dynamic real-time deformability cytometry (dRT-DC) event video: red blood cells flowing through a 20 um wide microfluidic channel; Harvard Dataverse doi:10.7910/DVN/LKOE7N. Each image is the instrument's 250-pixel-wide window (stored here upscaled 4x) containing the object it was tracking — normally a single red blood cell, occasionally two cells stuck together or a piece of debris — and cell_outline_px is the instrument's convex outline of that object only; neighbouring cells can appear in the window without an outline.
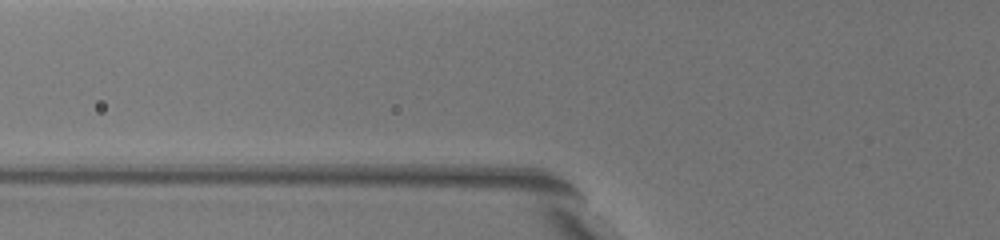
{"species": "common noctule bat (a hibernating species)", "species_latin": "Nyctalus noctula", "temperature_condition": "warm", "stored_images_in_passage": 4, "camera_frame_rate_fps": 3000, "um_per_image_px": 0.085, "animal": {"sex": "female", "body_mass_g": 19.5, "forearm_length_mm": 54.1}, "frame": {"image": 1, "passage_image": 3, "time_ms": 0.667, "image_size_px": [1000, 240], "cell_outline_px": [[656, 208], [644, 212], [596, 164], [596, 152], [600, 148], [620, 156], [624, 160]], "centroid_in_image_um": [53.01, 15.15], "position_along_channel_um": 72.8, "area_um2": 10.0}}